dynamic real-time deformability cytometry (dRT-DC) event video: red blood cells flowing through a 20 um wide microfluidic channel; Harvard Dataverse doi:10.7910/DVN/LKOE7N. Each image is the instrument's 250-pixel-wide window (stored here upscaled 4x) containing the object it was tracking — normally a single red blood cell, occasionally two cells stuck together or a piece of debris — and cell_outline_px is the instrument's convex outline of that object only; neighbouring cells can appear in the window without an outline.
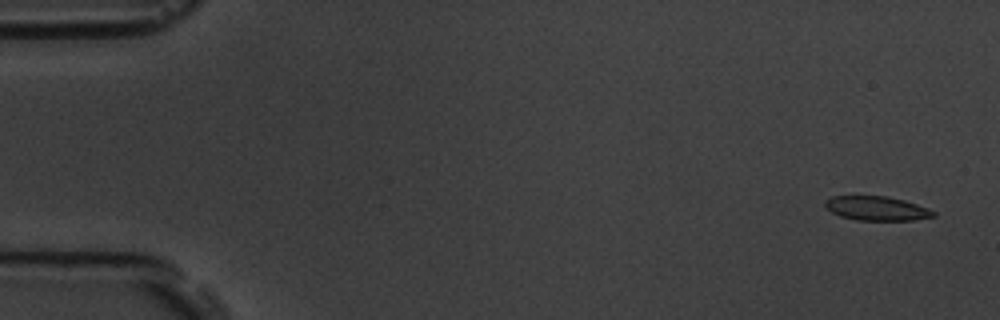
{"species": "common noctule bat (a hibernating species)", "species_latin": "Nyctalus noctula", "temperature_condition": "room temperature", "stored_images_in_passage": 7, "camera_frame_rate_fps": 3000, "um_per_image_px": 0.085, "animal": {"sex": "male", "body_mass_g": 19.5, "forearm_length_mm": 54.6}, "frame": {"image": 1, "passage_image": 1, "time_ms": 0.0, "image_size_px": [1000, 320], "cell_outline_px": [[936, 216], [912, 220], [856, 220], [840, 216], [832, 212], [824, 204], [824, 200], [832, 196], [888, 196], [904, 200], [928, 208], [936, 212]], "centroid_in_image_um": [74.52, 17.71], "position_along_channel_um": 10.5, "area_um2": 15.26}}
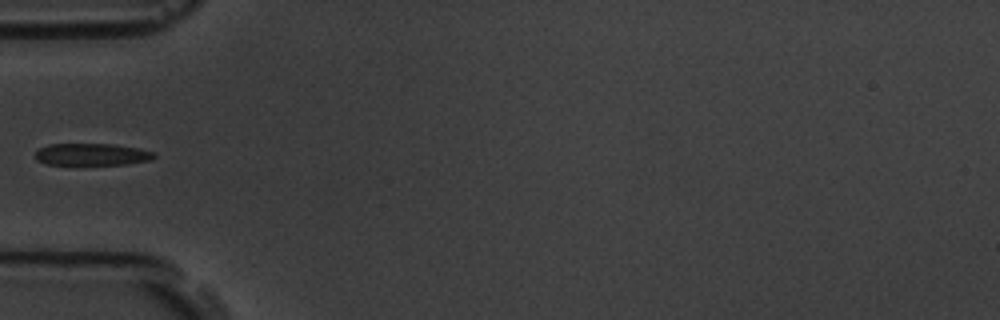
{"frame": {"image": 2, "passage_image": 6, "time_ms": 5.667, "image_size_px": [1000, 320], "cell_outline_px": [[156, 156], [148, 160], [128, 164], [44, 164], [36, 160], [36, 152], [40, 148], [48, 144], [116, 144], [140, 148], [152, 152]], "centroid_in_image_um": [7.79, 13.11], "position_along_channel_um": 77.2, "area_um2": 15.14}}
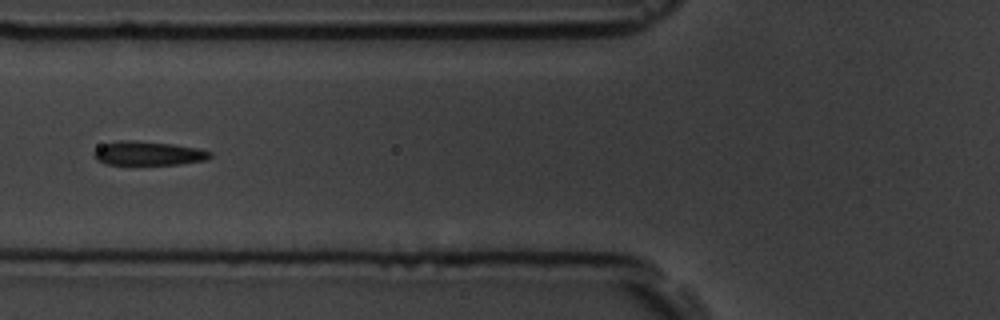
{"frame": {"image": 3, "passage_image": 7, "time_ms": 6.667, "image_size_px": [1000, 320], "cell_outline_px": [[212, 156], [208, 160], [180, 164], [104, 164], [96, 160], [92, 156], [92, 152], [96, 148], [104, 144], [116, 140], [132, 140], [172, 144], [196, 148], [212, 152]], "centroid_in_image_um": [12.56, 13.03], "position_along_channel_um": 113.2, "area_um2": 16.36}}